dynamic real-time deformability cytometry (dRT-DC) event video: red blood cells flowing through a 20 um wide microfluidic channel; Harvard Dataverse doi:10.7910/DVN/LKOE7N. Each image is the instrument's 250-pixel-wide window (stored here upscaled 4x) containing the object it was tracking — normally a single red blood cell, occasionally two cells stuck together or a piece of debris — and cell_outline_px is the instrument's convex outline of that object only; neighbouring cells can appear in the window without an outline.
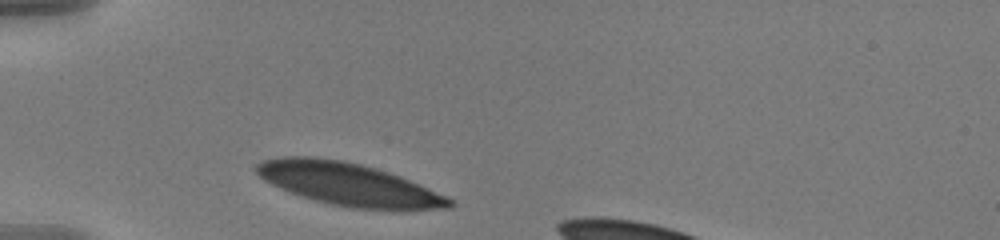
{"species": "human", "species_latin": "Homo sapiens", "temperature_condition": "warm", "stored_images_in_passage": 10, "camera_frame_rate_fps": 3000, "um_per_image_px": 0.085, "donor": {"sex": "male"}, "frame": {"image": 1, "passage_image": 1, "time_ms": 0.0, "image_size_px": [1000, 240], "cell_outline_px": [[456, 204], [452, 208], [352, 208], [328, 204], [300, 196], [280, 188], [264, 180], [256, 172], [256, 164], [264, 160], [276, 156], [316, 156], [344, 160], [376, 168], [400, 176], [456, 200]], "centroid_in_image_um": [29.57, 15.63], "position_along_channel_um": 55.4, "area_um2": 47.69}}
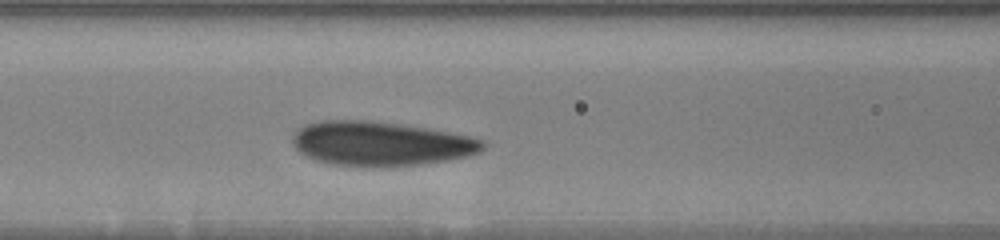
{"frame": {"image": 2, "passage_image": 6, "time_ms": 1.667, "image_size_px": [1000, 240], "cell_outline_px": [[484, 148], [480, 152], [468, 156], [448, 160], [420, 164], [368, 168], [332, 164], [316, 160], [304, 156], [292, 144], [292, 136], [300, 128], [308, 124], [324, 120], [364, 120], [400, 124], [424, 128], [468, 136], [484, 140]], "centroid_in_image_um": [32.33, 12.23], "position_along_channel_um": 134.3, "area_um2": 49.07}}
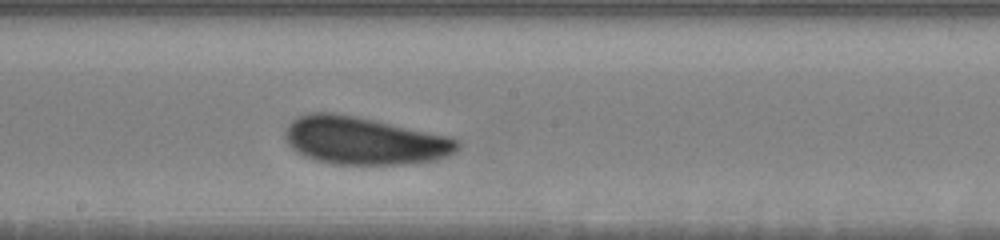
{"frame": {"image": 3, "passage_image": 10, "time_ms": 3.0, "image_size_px": [1000, 240], "cell_outline_px": [[460, 148], [456, 152], [448, 156], [432, 160], [404, 164], [332, 164], [316, 160], [304, 156], [296, 152], [288, 144], [284, 136], [284, 132], [288, 124], [292, 120], [308, 112], [336, 112], [356, 116], [448, 136], [460, 140]], "centroid_in_image_um": [30.93, 11.95], "position_along_channel_um": 217.3, "area_um2": 48.03}}